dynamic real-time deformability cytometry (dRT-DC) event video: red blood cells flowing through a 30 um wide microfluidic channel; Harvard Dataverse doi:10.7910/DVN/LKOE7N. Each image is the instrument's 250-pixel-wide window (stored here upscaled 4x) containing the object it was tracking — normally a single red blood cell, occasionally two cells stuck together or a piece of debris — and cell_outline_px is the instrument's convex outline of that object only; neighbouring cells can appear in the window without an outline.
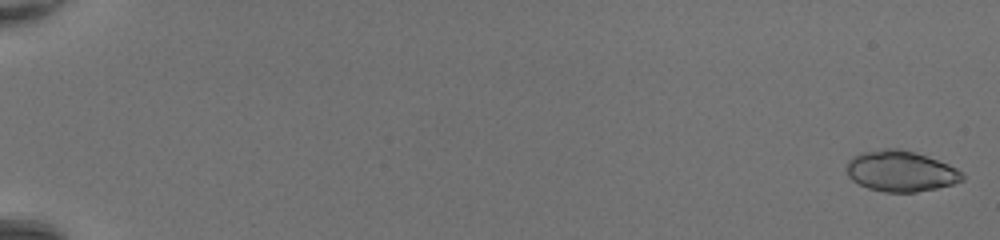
{"species": "common noctule bat (a hibernating species)", "species_latin": "Nyctalus noctula", "temperature_condition": "room temperature", "stored_images_in_passage": 49, "camera_frame_rate_fps": 3000, "um_per_image_px": 0.085, "animal": {"sex": "female", "body_mass_g": 20.0, "forearm_length_mm": 54.0}, "frame": {"image": 1, "passage_image": 1, "time_ms": 0.0, "image_size_px": [1000, 240], "cell_outline_px": [[964, 180], [952, 184], [936, 188], [916, 192], [884, 192], [868, 188], [852, 180], [848, 176], [848, 160], [852, 156], [860, 152], [884, 148], [900, 148], [916, 152], [948, 164], [956, 168], [964, 176]], "centroid_in_image_um": [76.55, 14.54], "position_along_channel_um": 8.5, "area_um2": 27.51}}
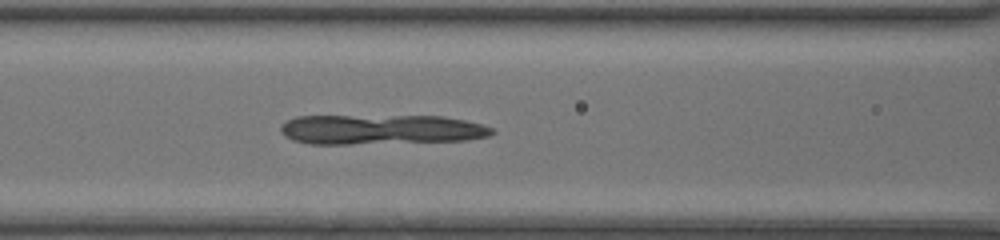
{"frame": {"image": 2, "passage_image": 24, "time_ms": 7.667, "image_size_px": [1000, 240], "cell_outline_px": [[496, 132], [488, 136], [468, 140], [348, 144], [312, 144], [292, 140], [284, 136], [280, 132], [280, 124], [296, 116], [444, 116], [464, 120], [480, 124], [492, 128]], "centroid_in_image_um": [32.34, 11.0], "position_along_channel_um": 134.3, "area_um2": 36.88}}
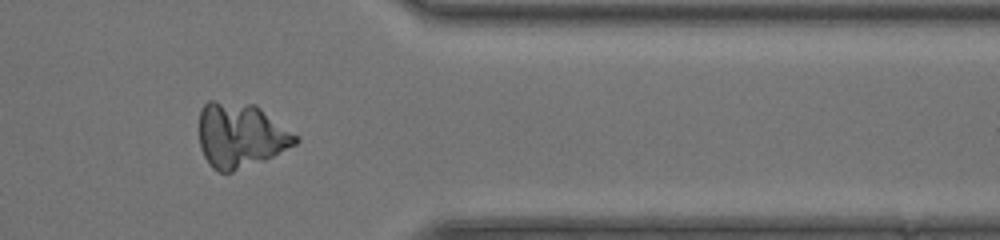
{"frame": {"image": 3, "passage_image": 42, "time_ms": 13.667, "image_size_px": [1000, 240], "cell_outline_px": [[300, 140], [296, 144], [264, 160], [232, 172], [220, 172], [212, 168], [208, 164], [200, 148], [200, 108], [208, 100], [212, 100], [256, 104], [300, 136]], "centroid_in_image_um": [20.46, 11.48], "position_along_channel_um": 390.9, "area_um2": 36.7}}